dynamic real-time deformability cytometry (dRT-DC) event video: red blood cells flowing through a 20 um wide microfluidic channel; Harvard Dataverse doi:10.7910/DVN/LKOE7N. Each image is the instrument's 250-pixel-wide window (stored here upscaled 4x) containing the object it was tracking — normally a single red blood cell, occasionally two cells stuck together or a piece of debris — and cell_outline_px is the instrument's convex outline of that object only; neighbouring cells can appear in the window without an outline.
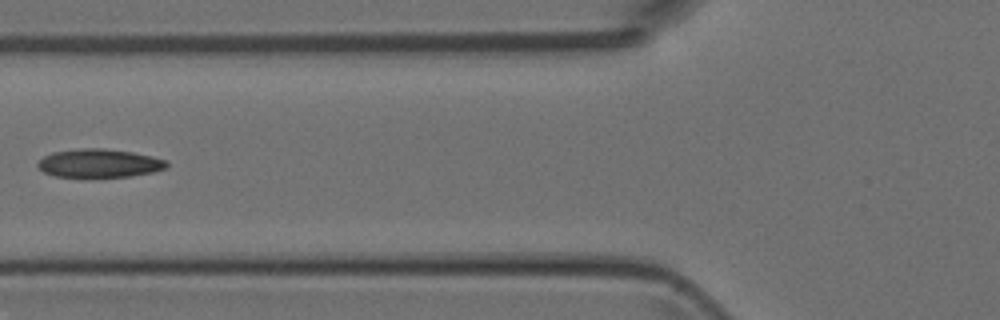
{"species": "Egyptian fruit bat (a non-hibernating species)", "species_latin": "Rousettus aegyptiacus", "temperature_condition": "room temperature", "stored_images_in_passage": 8, "camera_frame_rate_fps": 3000, "um_per_image_px": 0.085, "animal": {"sex": "female"}, "frame": {"image": 1, "passage_image": 6, "time_ms": 5.667, "image_size_px": [1000, 320], "cell_outline_px": [[168, 164], [164, 168], [152, 172], [128, 176], [56, 176], [44, 172], [36, 164], [44, 156], [52, 152], [80, 148], [104, 148], [132, 152], [152, 156], [164, 160]], "centroid_in_image_um": [8.41, 13.85], "position_along_channel_um": 117.4, "area_um2": 20.92}}
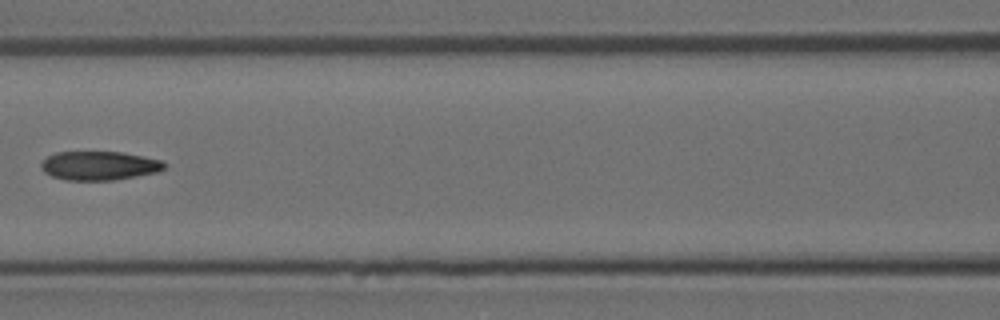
{"frame": {"image": 2, "passage_image": 7, "time_ms": 6.667, "image_size_px": [1000, 320], "cell_outline_px": [[164, 168], [156, 172], [136, 176], [112, 180], [64, 180], [52, 176], [44, 172], [40, 168], [40, 164], [48, 156], [56, 152], [124, 152], [160, 160], [164, 164]], "centroid_in_image_um": [8.38, 14.08], "position_along_channel_um": 158.2, "area_um2": 20.58}}
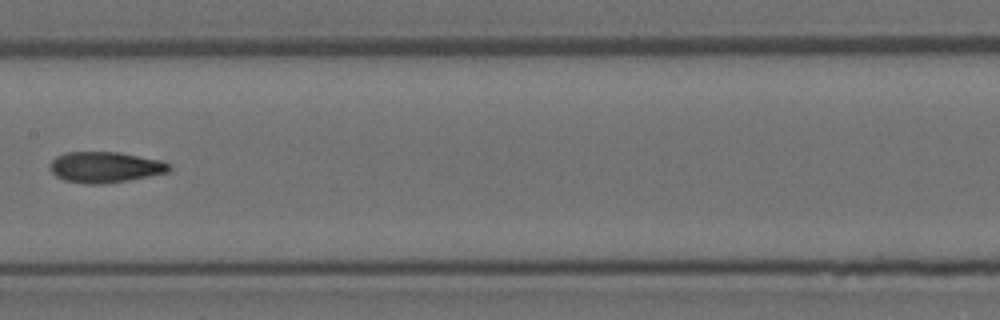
{"frame": {"image": 3, "passage_image": 8, "time_ms": 7.667, "image_size_px": [1000, 320], "cell_outline_px": [[172, 168], [168, 172], [128, 180], [104, 184], [88, 184], [64, 180], [56, 176], [48, 168], [48, 164], [56, 156], [64, 152], [120, 152], [160, 160], [172, 164]], "centroid_in_image_um": [8.92, 14.2], "position_along_channel_um": 198.5, "area_um2": 21.62}}